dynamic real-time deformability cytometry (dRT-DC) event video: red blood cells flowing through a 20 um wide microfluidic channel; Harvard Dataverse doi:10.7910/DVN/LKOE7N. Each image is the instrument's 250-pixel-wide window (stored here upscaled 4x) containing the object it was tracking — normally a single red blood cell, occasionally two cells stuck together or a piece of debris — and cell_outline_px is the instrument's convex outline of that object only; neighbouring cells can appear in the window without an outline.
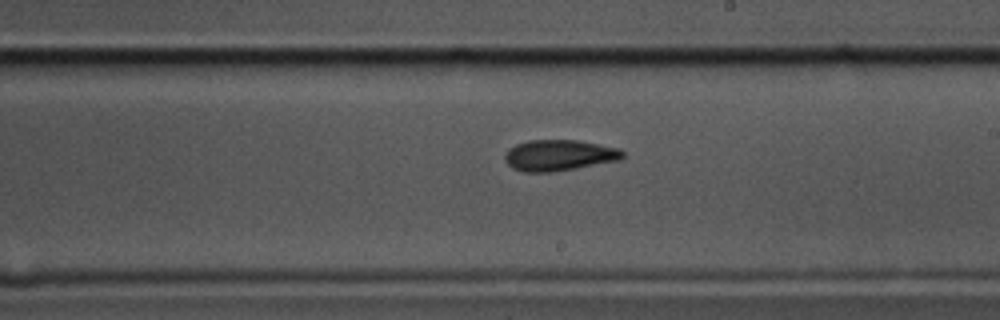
{"species": "common noctule bat (a hibernating species)", "species_latin": "Nyctalus noctula", "temperature_condition": "cold", "stored_images_in_passage": 31, "camera_frame_rate_fps": 3000, "um_per_image_px": 0.085, "animal": {"sex": "male", "body_mass_g": 17.5, "forearm_length_mm": 52.3}, "frame": {"image": 1, "passage_image": 17, "time_ms": 5.333, "image_size_px": [1000, 320], "cell_outline_px": [[624, 156], [620, 160], [576, 168], [552, 172], [520, 172], [512, 168], [504, 160], [504, 156], [508, 148], [516, 144], [528, 140], [576, 140], [620, 148], [624, 152]], "centroid_in_image_um": [47.5, 13.2], "position_along_channel_um": 241.5, "area_um2": 21.44}}
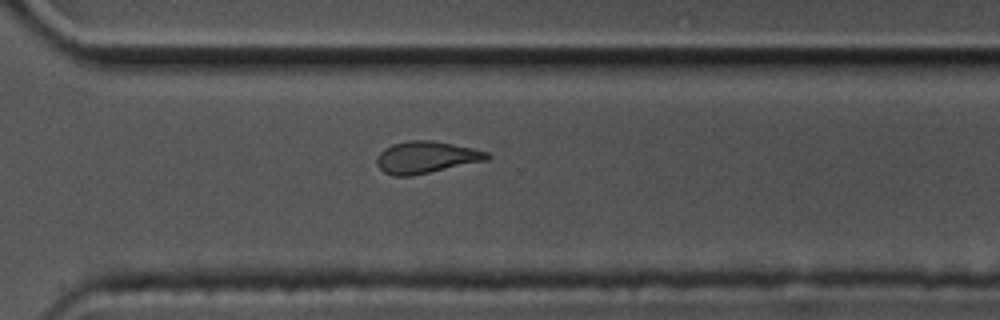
{"frame": {"image": 2, "passage_image": 25, "time_ms": 8.0, "image_size_px": [1000, 320], "cell_outline_px": [[492, 156], [488, 160], [412, 176], [392, 176], [384, 172], [376, 164], [376, 156], [384, 148], [392, 144], [408, 140], [432, 140], [472, 148], [488, 152]], "centroid_in_image_um": [36.2, 13.37], "position_along_channel_um": 334.4, "area_um2": 20.69}}
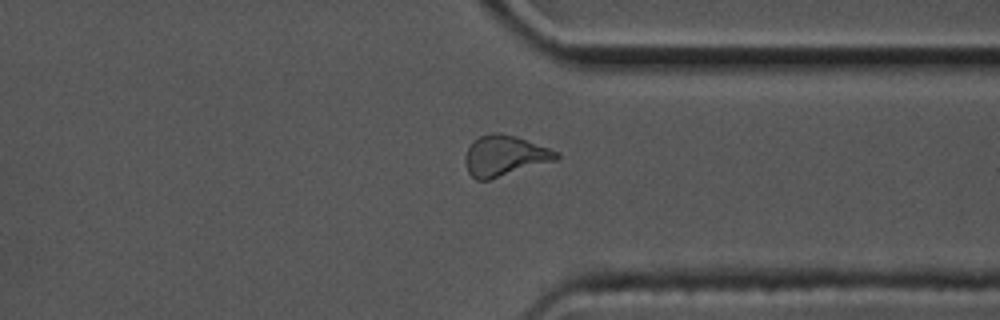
{"frame": {"image": 3, "passage_image": 28, "time_ms": 9.0, "image_size_px": [1000, 320], "cell_outline_px": [[560, 156], [556, 160], [488, 180], [476, 180], [468, 172], [464, 160], [468, 148], [472, 140], [480, 136], [492, 132], [500, 132], [516, 136], [560, 152]], "centroid_in_image_um": [42.88, 13.22], "position_along_channel_um": 368.5, "area_um2": 21.56}}